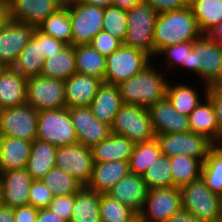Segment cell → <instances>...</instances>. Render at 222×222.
Returning <instances> with one entry per match:
<instances>
[{"instance_id": "obj_56", "label": "cell", "mask_w": 222, "mask_h": 222, "mask_svg": "<svg viewBox=\"0 0 222 222\" xmlns=\"http://www.w3.org/2000/svg\"><path fill=\"white\" fill-rule=\"evenodd\" d=\"M139 1L140 0H113L112 5L127 11L135 6Z\"/></svg>"}, {"instance_id": "obj_38", "label": "cell", "mask_w": 222, "mask_h": 222, "mask_svg": "<svg viewBox=\"0 0 222 222\" xmlns=\"http://www.w3.org/2000/svg\"><path fill=\"white\" fill-rule=\"evenodd\" d=\"M160 155L161 149L156 138L149 142L136 143L129 160L130 173L142 176Z\"/></svg>"}, {"instance_id": "obj_18", "label": "cell", "mask_w": 222, "mask_h": 222, "mask_svg": "<svg viewBox=\"0 0 222 222\" xmlns=\"http://www.w3.org/2000/svg\"><path fill=\"white\" fill-rule=\"evenodd\" d=\"M9 17L36 28L53 12L61 8L57 0H6Z\"/></svg>"}, {"instance_id": "obj_4", "label": "cell", "mask_w": 222, "mask_h": 222, "mask_svg": "<svg viewBox=\"0 0 222 222\" xmlns=\"http://www.w3.org/2000/svg\"><path fill=\"white\" fill-rule=\"evenodd\" d=\"M158 13L144 0L127 10V33L123 44L154 58V28Z\"/></svg>"}, {"instance_id": "obj_35", "label": "cell", "mask_w": 222, "mask_h": 222, "mask_svg": "<svg viewBox=\"0 0 222 222\" xmlns=\"http://www.w3.org/2000/svg\"><path fill=\"white\" fill-rule=\"evenodd\" d=\"M173 186L181 188L201 177L202 162L185 155L170 157Z\"/></svg>"}, {"instance_id": "obj_46", "label": "cell", "mask_w": 222, "mask_h": 222, "mask_svg": "<svg viewBox=\"0 0 222 222\" xmlns=\"http://www.w3.org/2000/svg\"><path fill=\"white\" fill-rule=\"evenodd\" d=\"M75 203V194L57 195L50 202L49 209L60 218L70 221Z\"/></svg>"}, {"instance_id": "obj_14", "label": "cell", "mask_w": 222, "mask_h": 222, "mask_svg": "<svg viewBox=\"0 0 222 222\" xmlns=\"http://www.w3.org/2000/svg\"><path fill=\"white\" fill-rule=\"evenodd\" d=\"M55 166L86 186L91 179L94 167L92 150L79 143L57 147Z\"/></svg>"}, {"instance_id": "obj_45", "label": "cell", "mask_w": 222, "mask_h": 222, "mask_svg": "<svg viewBox=\"0 0 222 222\" xmlns=\"http://www.w3.org/2000/svg\"><path fill=\"white\" fill-rule=\"evenodd\" d=\"M122 44L123 42L120 39L104 30L100 31L90 42L94 49L106 57L115 52Z\"/></svg>"}, {"instance_id": "obj_29", "label": "cell", "mask_w": 222, "mask_h": 222, "mask_svg": "<svg viewBox=\"0 0 222 222\" xmlns=\"http://www.w3.org/2000/svg\"><path fill=\"white\" fill-rule=\"evenodd\" d=\"M57 146L34 139L31 144L30 156L26 170L34 180H41L53 167Z\"/></svg>"}, {"instance_id": "obj_21", "label": "cell", "mask_w": 222, "mask_h": 222, "mask_svg": "<svg viewBox=\"0 0 222 222\" xmlns=\"http://www.w3.org/2000/svg\"><path fill=\"white\" fill-rule=\"evenodd\" d=\"M65 102L67 108L88 107L103 80L91 75L75 73L65 79Z\"/></svg>"}, {"instance_id": "obj_3", "label": "cell", "mask_w": 222, "mask_h": 222, "mask_svg": "<svg viewBox=\"0 0 222 222\" xmlns=\"http://www.w3.org/2000/svg\"><path fill=\"white\" fill-rule=\"evenodd\" d=\"M183 69L200 78L207 86L222 85V46L208 35H201L192 44Z\"/></svg>"}, {"instance_id": "obj_43", "label": "cell", "mask_w": 222, "mask_h": 222, "mask_svg": "<svg viewBox=\"0 0 222 222\" xmlns=\"http://www.w3.org/2000/svg\"><path fill=\"white\" fill-rule=\"evenodd\" d=\"M192 44L193 42H184L179 44L170 45L167 47H164L156 56L155 58L158 59V56H160V59H164V62L161 64H166V68L164 71L168 74L171 73V69L174 70L177 68H181V71L183 70V63H187L188 54L191 53L192 50ZM163 56V58H162ZM166 62V63H165ZM170 70V71H169ZM168 71V73H167Z\"/></svg>"}, {"instance_id": "obj_36", "label": "cell", "mask_w": 222, "mask_h": 222, "mask_svg": "<svg viewBox=\"0 0 222 222\" xmlns=\"http://www.w3.org/2000/svg\"><path fill=\"white\" fill-rule=\"evenodd\" d=\"M41 32L67 45H72L71 20L68 8H59L49 15L38 27Z\"/></svg>"}, {"instance_id": "obj_7", "label": "cell", "mask_w": 222, "mask_h": 222, "mask_svg": "<svg viewBox=\"0 0 222 222\" xmlns=\"http://www.w3.org/2000/svg\"><path fill=\"white\" fill-rule=\"evenodd\" d=\"M111 132L127 137L132 142L142 143L155 139L148 108L123 104L115 116Z\"/></svg>"}, {"instance_id": "obj_26", "label": "cell", "mask_w": 222, "mask_h": 222, "mask_svg": "<svg viewBox=\"0 0 222 222\" xmlns=\"http://www.w3.org/2000/svg\"><path fill=\"white\" fill-rule=\"evenodd\" d=\"M31 144L25 139L0 136V172L26 168Z\"/></svg>"}, {"instance_id": "obj_12", "label": "cell", "mask_w": 222, "mask_h": 222, "mask_svg": "<svg viewBox=\"0 0 222 222\" xmlns=\"http://www.w3.org/2000/svg\"><path fill=\"white\" fill-rule=\"evenodd\" d=\"M68 10L72 45L90 44L92 39L103 30L104 8L81 2L68 7Z\"/></svg>"}, {"instance_id": "obj_19", "label": "cell", "mask_w": 222, "mask_h": 222, "mask_svg": "<svg viewBox=\"0 0 222 222\" xmlns=\"http://www.w3.org/2000/svg\"><path fill=\"white\" fill-rule=\"evenodd\" d=\"M149 112L155 135L191 131L189 116L177 112L167 97L153 104Z\"/></svg>"}, {"instance_id": "obj_58", "label": "cell", "mask_w": 222, "mask_h": 222, "mask_svg": "<svg viewBox=\"0 0 222 222\" xmlns=\"http://www.w3.org/2000/svg\"><path fill=\"white\" fill-rule=\"evenodd\" d=\"M60 7L68 8L77 5L82 2V0H57Z\"/></svg>"}, {"instance_id": "obj_52", "label": "cell", "mask_w": 222, "mask_h": 222, "mask_svg": "<svg viewBox=\"0 0 222 222\" xmlns=\"http://www.w3.org/2000/svg\"><path fill=\"white\" fill-rule=\"evenodd\" d=\"M167 222H203L193 217L189 212L181 209L179 212L172 215Z\"/></svg>"}, {"instance_id": "obj_13", "label": "cell", "mask_w": 222, "mask_h": 222, "mask_svg": "<svg viewBox=\"0 0 222 222\" xmlns=\"http://www.w3.org/2000/svg\"><path fill=\"white\" fill-rule=\"evenodd\" d=\"M38 111L29 104L0 109V136L36 139Z\"/></svg>"}, {"instance_id": "obj_40", "label": "cell", "mask_w": 222, "mask_h": 222, "mask_svg": "<svg viewBox=\"0 0 222 222\" xmlns=\"http://www.w3.org/2000/svg\"><path fill=\"white\" fill-rule=\"evenodd\" d=\"M148 190L173 186L170 157L160 155L142 175Z\"/></svg>"}, {"instance_id": "obj_48", "label": "cell", "mask_w": 222, "mask_h": 222, "mask_svg": "<svg viewBox=\"0 0 222 222\" xmlns=\"http://www.w3.org/2000/svg\"><path fill=\"white\" fill-rule=\"evenodd\" d=\"M152 6L157 13L181 10L189 6V0H144Z\"/></svg>"}, {"instance_id": "obj_20", "label": "cell", "mask_w": 222, "mask_h": 222, "mask_svg": "<svg viewBox=\"0 0 222 222\" xmlns=\"http://www.w3.org/2000/svg\"><path fill=\"white\" fill-rule=\"evenodd\" d=\"M147 193L148 188L143 177L138 174L129 173L120 179L107 192V195L131 208L139 215L144 207Z\"/></svg>"}, {"instance_id": "obj_24", "label": "cell", "mask_w": 222, "mask_h": 222, "mask_svg": "<svg viewBox=\"0 0 222 222\" xmlns=\"http://www.w3.org/2000/svg\"><path fill=\"white\" fill-rule=\"evenodd\" d=\"M122 105L118 85L103 82L89 107L100 122L112 126L115 116Z\"/></svg>"}, {"instance_id": "obj_54", "label": "cell", "mask_w": 222, "mask_h": 222, "mask_svg": "<svg viewBox=\"0 0 222 222\" xmlns=\"http://www.w3.org/2000/svg\"><path fill=\"white\" fill-rule=\"evenodd\" d=\"M9 9L7 5V1L4 0L0 4V30L4 28V26L9 22Z\"/></svg>"}, {"instance_id": "obj_16", "label": "cell", "mask_w": 222, "mask_h": 222, "mask_svg": "<svg viewBox=\"0 0 222 222\" xmlns=\"http://www.w3.org/2000/svg\"><path fill=\"white\" fill-rule=\"evenodd\" d=\"M69 115L75 128L78 143L92 148L110 136L111 126L100 122L88 107L69 108Z\"/></svg>"}, {"instance_id": "obj_50", "label": "cell", "mask_w": 222, "mask_h": 222, "mask_svg": "<svg viewBox=\"0 0 222 222\" xmlns=\"http://www.w3.org/2000/svg\"><path fill=\"white\" fill-rule=\"evenodd\" d=\"M67 44L63 41L57 40L42 32V49L45 54V58L51 57V55L61 51Z\"/></svg>"}, {"instance_id": "obj_31", "label": "cell", "mask_w": 222, "mask_h": 222, "mask_svg": "<svg viewBox=\"0 0 222 222\" xmlns=\"http://www.w3.org/2000/svg\"><path fill=\"white\" fill-rule=\"evenodd\" d=\"M76 73L98 77L104 81L106 56L100 54L90 44L74 46Z\"/></svg>"}, {"instance_id": "obj_23", "label": "cell", "mask_w": 222, "mask_h": 222, "mask_svg": "<svg viewBox=\"0 0 222 222\" xmlns=\"http://www.w3.org/2000/svg\"><path fill=\"white\" fill-rule=\"evenodd\" d=\"M204 85V86H203ZM204 89V101L189 114V127L191 132L200 134L209 139L214 145H219V127L210 99L206 96L208 87L204 83L201 85Z\"/></svg>"}, {"instance_id": "obj_11", "label": "cell", "mask_w": 222, "mask_h": 222, "mask_svg": "<svg viewBox=\"0 0 222 222\" xmlns=\"http://www.w3.org/2000/svg\"><path fill=\"white\" fill-rule=\"evenodd\" d=\"M182 209L181 191L177 187L148 190L139 222H167Z\"/></svg>"}, {"instance_id": "obj_42", "label": "cell", "mask_w": 222, "mask_h": 222, "mask_svg": "<svg viewBox=\"0 0 222 222\" xmlns=\"http://www.w3.org/2000/svg\"><path fill=\"white\" fill-rule=\"evenodd\" d=\"M103 30L124 42L127 33V11L113 5L105 7Z\"/></svg>"}, {"instance_id": "obj_44", "label": "cell", "mask_w": 222, "mask_h": 222, "mask_svg": "<svg viewBox=\"0 0 222 222\" xmlns=\"http://www.w3.org/2000/svg\"><path fill=\"white\" fill-rule=\"evenodd\" d=\"M54 196L41 180H33L29 188L28 204L37 209L48 208Z\"/></svg>"}, {"instance_id": "obj_28", "label": "cell", "mask_w": 222, "mask_h": 222, "mask_svg": "<svg viewBox=\"0 0 222 222\" xmlns=\"http://www.w3.org/2000/svg\"><path fill=\"white\" fill-rule=\"evenodd\" d=\"M45 59L42 49V32L36 28L32 39L19 54L13 68L26 78L39 76Z\"/></svg>"}, {"instance_id": "obj_41", "label": "cell", "mask_w": 222, "mask_h": 222, "mask_svg": "<svg viewBox=\"0 0 222 222\" xmlns=\"http://www.w3.org/2000/svg\"><path fill=\"white\" fill-rule=\"evenodd\" d=\"M41 181L55 196L75 194L83 185L59 167H53Z\"/></svg>"}, {"instance_id": "obj_57", "label": "cell", "mask_w": 222, "mask_h": 222, "mask_svg": "<svg viewBox=\"0 0 222 222\" xmlns=\"http://www.w3.org/2000/svg\"><path fill=\"white\" fill-rule=\"evenodd\" d=\"M83 3L98 6V7H108L111 6L113 3V0H82Z\"/></svg>"}, {"instance_id": "obj_49", "label": "cell", "mask_w": 222, "mask_h": 222, "mask_svg": "<svg viewBox=\"0 0 222 222\" xmlns=\"http://www.w3.org/2000/svg\"><path fill=\"white\" fill-rule=\"evenodd\" d=\"M38 209L32 205H23L14 208L15 222H36Z\"/></svg>"}, {"instance_id": "obj_51", "label": "cell", "mask_w": 222, "mask_h": 222, "mask_svg": "<svg viewBox=\"0 0 222 222\" xmlns=\"http://www.w3.org/2000/svg\"><path fill=\"white\" fill-rule=\"evenodd\" d=\"M36 222H68L53 213L49 208L38 209Z\"/></svg>"}, {"instance_id": "obj_59", "label": "cell", "mask_w": 222, "mask_h": 222, "mask_svg": "<svg viewBox=\"0 0 222 222\" xmlns=\"http://www.w3.org/2000/svg\"><path fill=\"white\" fill-rule=\"evenodd\" d=\"M219 222H222V199H221V209H220V219Z\"/></svg>"}, {"instance_id": "obj_53", "label": "cell", "mask_w": 222, "mask_h": 222, "mask_svg": "<svg viewBox=\"0 0 222 222\" xmlns=\"http://www.w3.org/2000/svg\"><path fill=\"white\" fill-rule=\"evenodd\" d=\"M0 222H15L14 208H10L0 203Z\"/></svg>"}, {"instance_id": "obj_25", "label": "cell", "mask_w": 222, "mask_h": 222, "mask_svg": "<svg viewBox=\"0 0 222 222\" xmlns=\"http://www.w3.org/2000/svg\"><path fill=\"white\" fill-rule=\"evenodd\" d=\"M129 173V161L94 163L91 179L86 187L100 194H107L120 179Z\"/></svg>"}, {"instance_id": "obj_55", "label": "cell", "mask_w": 222, "mask_h": 222, "mask_svg": "<svg viewBox=\"0 0 222 222\" xmlns=\"http://www.w3.org/2000/svg\"><path fill=\"white\" fill-rule=\"evenodd\" d=\"M207 35L222 46V22L217 24Z\"/></svg>"}, {"instance_id": "obj_37", "label": "cell", "mask_w": 222, "mask_h": 222, "mask_svg": "<svg viewBox=\"0 0 222 222\" xmlns=\"http://www.w3.org/2000/svg\"><path fill=\"white\" fill-rule=\"evenodd\" d=\"M201 178L213 193L222 197V144L209 150L202 164Z\"/></svg>"}, {"instance_id": "obj_32", "label": "cell", "mask_w": 222, "mask_h": 222, "mask_svg": "<svg viewBox=\"0 0 222 222\" xmlns=\"http://www.w3.org/2000/svg\"><path fill=\"white\" fill-rule=\"evenodd\" d=\"M76 73L73 45H66L61 51L44 60L42 76L65 80Z\"/></svg>"}, {"instance_id": "obj_17", "label": "cell", "mask_w": 222, "mask_h": 222, "mask_svg": "<svg viewBox=\"0 0 222 222\" xmlns=\"http://www.w3.org/2000/svg\"><path fill=\"white\" fill-rule=\"evenodd\" d=\"M33 180L26 168L0 172V203L10 208L28 205Z\"/></svg>"}, {"instance_id": "obj_5", "label": "cell", "mask_w": 222, "mask_h": 222, "mask_svg": "<svg viewBox=\"0 0 222 222\" xmlns=\"http://www.w3.org/2000/svg\"><path fill=\"white\" fill-rule=\"evenodd\" d=\"M182 209L203 222H219L222 197L200 177L180 188Z\"/></svg>"}, {"instance_id": "obj_33", "label": "cell", "mask_w": 222, "mask_h": 222, "mask_svg": "<svg viewBox=\"0 0 222 222\" xmlns=\"http://www.w3.org/2000/svg\"><path fill=\"white\" fill-rule=\"evenodd\" d=\"M166 97L177 112L187 116H189L202 101V96H200L195 85L190 86L188 83L183 84L182 82L179 83V81L176 85V83L172 84V82L168 80Z\"/></svg>"}, {"instance_id": "obj_1", "label": "cell", "mask_w": 222, "mask_h": 222, "mask_svg": "<svg viewBox=\"0 0 222 222\" xmlns=\"http://www.w3.org/2000/svg\"><path fill=\"white\" fill-rule=\"evenodd\" d=\"M153 62L154 60L135 76L118 84L123 104L149 109L166 97L168 74L159 71Z\"/></svg>"}, {"instance_id": "obj_27", "label": "cell", "mask_w": 222, "mask_h": 222, "mask_svg": "<svg viewBox=\"0 0 222 222\" xmlns=\"http://www.w3.org/2000/svg\"><path fill=\"white\" fill-rule=\"evenodd\" d=\"M135 143L127 137L111 133L108 138L103 139L92 150L94 163L107 161H129Z\"/></svg>"}, {"instance_id": "obj_2", "label": "cell", "mask_w": 222, "mask_h": 222, "mask_svg": "<svg viewBox=\"0 0 222 222\" xmlns=\"http://www.w3.org/2000/svg\"><path fill=\"white\" fill-rule=\"evenodd\" d=\"M196 18L190 7L158 13L154 28V58L170 45L194 42L201 36Z\"/></svg>"}, {"instance_id": "obj_39", "label": "cell", "mask_w": 222, "mask_h": 222, "mask_svg": "<svg viewBox=\"0 0 222 222\" xmlns=\"http://www.w3.org/2000/svg\"><path fill=\"white\" fill-rule=\"evenodd\" d=\"M99 208L101 222H139L134 210L107 194H101Z\"/></svg>"}, {"instance_id": "obj_9", "label": "cell", "mask_w": 222, "mask_h": 222, "mask_svg": "<svg viewBox=\"0 0 222 222\" xmlns=\"http://www.w3.org/2000/svg\"><path fill=\"white\" fill-rule=\"evenodd\" d=\"M26 103L38 112L65 108V81L42 75L28 78Z\"/></svg>"}, {"instance_id": "obj_6", "label": "cell", "mask_w": 222, "mask_h": 222, "mask_svg": "<svg viewBox=\"0 0 222 222\" xmlns=\"http://www.w3.org/2000/svg\"><path fill=\"white\" fill-rule=\"evenodd\" d=\"M36 139L57 147L78 143L69 108L38 112Z\"/></svg>"}, {"instance_id": "obj_30", "label": "cell", "mask_w": 222, "mask_h": 222, "mask_svg": "<svg viewBox=\"0 0 222 222\" xmlns=\"http://www.w3.org/2000/svg\"><path fill=\"white\" fill-rule=\"evenodd\" d=\"M100 199V193L82 186L75 193V203L69 222H101Z\"/></svg>"}, {"instance_id": "obj_22", "label": "cell", "mask_w": 222, "mask_h": 222, "mask_svg": "<svg viewBox=\"0 0 222 222\" xmlns=\"http://www.w3.org/2000/svg\"><path fill=\"white\" fill-rule=\"evenodd\" d=\"M27 80L13 67L0 68V109L26 104Z\"/></svg>"}, {"instance_id": "obj_47", "label": "cell", "mask_w": 222, "mask_h": 222, "mask_svg": "<svg viewBox=\"0 0 222 222\" xmlns=\"http://www.w3.org/2000/svg\"><path fill=\"white\" fill-rule=\"evenodd\" d=\"M206 96L210 99L219 127V144H222V85L208 87Z\"/></svg>"}, {"instance_id": "obj_10", "label": "cell", "mask_w": 222, "mask_h": 222, "mask_svg": "<svg viewBox=\"0 0 222 222\" xmlns=\"http://www.w3.org/2000/svg\"><path fill=\"white\" fill-rule=\"evenodd\" d=\"M161 154L167 157L185 155L200 160L202 163L214 144L205 136L194 132H178L156 135Z\"/></svg>"}, {"instance_id": "obj_34", "label": "cell", "mask_w": 222, "mask_h": 222, "mask_svg": "<svg viewBox=\"0 0 222 222\" xmlns=\"http://www.w3.org/2000/svg\"><path fill=\"white\" fill-rule=\"evenodd\" d=\"M189 7L202 35L222 22V0H189Z\"/></svg>"}, {"instance_id": "obj_15", "label": "cell", "mask_w": 222, "mask_h": 222, "mask_svg": "<svg viewBox=\"0 0 222 222\" xmlns=\"http://www.w3.org/2000/svg\"><path fill=\"white\" fill-rule=\"evenodd\" d=\"M36 27L15 20L0 30V68L13 67L19 54L32 39Z\"/></svg>"}, {"instance_id": "obj_8", "label": "cell", "mask_w": 222, "mask_h": 222, "mask_svg": "<svg viewBox=\"0 0 222 222\" xmlns=\"http://www.w3.org/2000/svg\"><path fill=\"white\" fill-rule=\"evenodd\" d=\"M152 61L147 53L122 44L106 57L103 82L118 85L141 72Z\"/></svg>"}]
</instances>
